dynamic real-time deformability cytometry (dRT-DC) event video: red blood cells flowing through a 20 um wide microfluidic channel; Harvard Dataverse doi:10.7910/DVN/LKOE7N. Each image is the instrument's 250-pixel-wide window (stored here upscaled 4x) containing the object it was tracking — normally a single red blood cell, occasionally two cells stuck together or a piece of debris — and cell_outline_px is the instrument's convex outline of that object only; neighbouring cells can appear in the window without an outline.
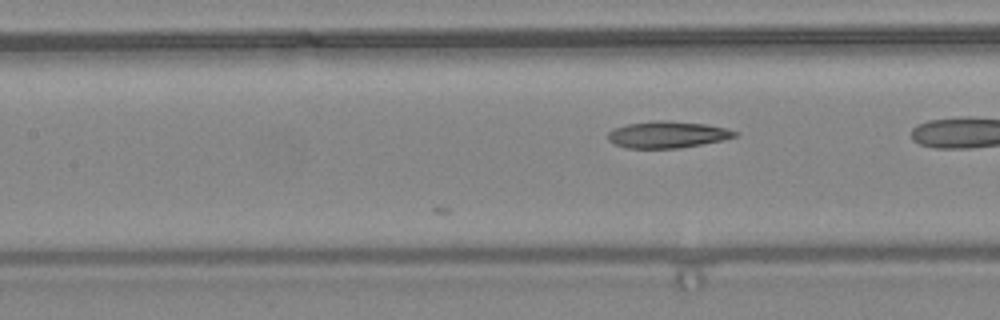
{"species": "common noctule bat (a hibernating species)", "species_latin": "Nyctalus noctula", "temperature_condition": "warm", "stored_images_in_passage": 7, "camera_frame_rate_fps": 3000, "um_per_image_px": 0.085, "animal": {"sex": "female", "body_mass_g": 24.6, "forearm_length_mm": 56.2}, "frame": {"image": 1, "passage_image": 7, "time_ms": 2.0, "image_size_px": [1000, 320], "cell_outline_px": [[740, 132], [736, 136], [724, 140], [680, 148], [624, 148], [612, 144], [608, 140], [608, 132], [616, 128], [628, 124], [656, 120], [668, 120], [708, 124], [728, 128]], "centroid_in_image_um": [56.76, 11.44], "position_along_channel_um": 150.6, "area_um2": 20.0}}